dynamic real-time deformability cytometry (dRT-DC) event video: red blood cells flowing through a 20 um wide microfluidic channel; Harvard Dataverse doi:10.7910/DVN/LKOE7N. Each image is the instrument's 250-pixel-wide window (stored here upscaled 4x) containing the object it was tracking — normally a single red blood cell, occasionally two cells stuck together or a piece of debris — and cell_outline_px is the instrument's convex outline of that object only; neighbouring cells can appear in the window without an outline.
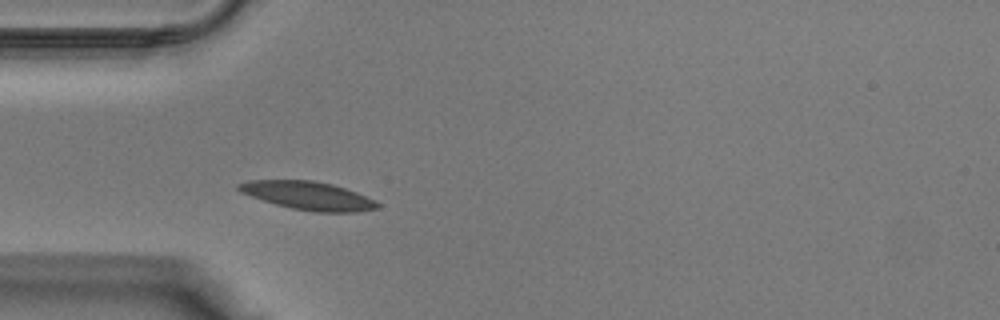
{"species": "Egyptian fruit bat (a non-hibernating species)", "species_latin": "Rousettus aegyptiacus", "temperature_condition": "warm", "stored_images_in_passage": 29, "camera_frame_rate_fps": 3000, "um_per_image_px": 0.085, "animal": {"sex": "male"}, "frame": {"image": 1, "passage_image": 1, "time_ms": 0.0, "image_size_px": [1000, 320], "cell_outline_px": [[380, 208], [356, 212], [316, 212], [292, 208], [276, 204], [240, 192], [236, 188], [236, 184], [248, 180], [312, 180], [332, 184], [356, 192], [376, 200], [380, 204]], "centroid_in_image_um": [26.21, 16.63], "position_along_channel_um": 58.8, "area_um2": 22.83}}
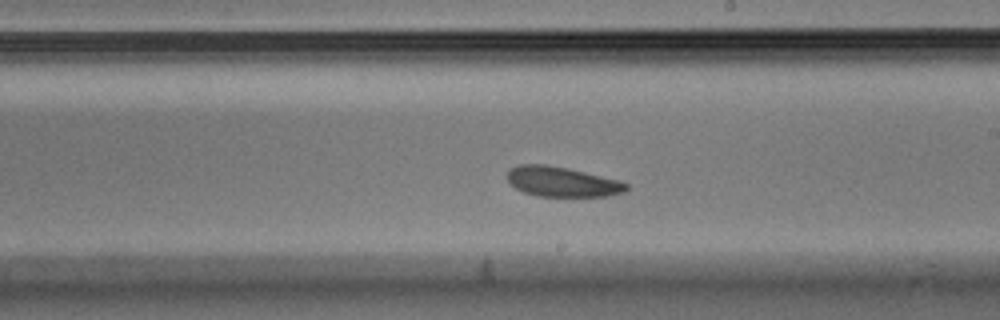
{"frame": {"image": 2, "passage_image": 12, "time_ms": 3.667, "image_size_px": [1000, 320], "cell_outline_px": [[628, 188], [624, 192], [608, 196], [536, 196], [524, 192], [516, 188], [508, 180], [508, 172], [512, 168], [520, 164], [544, 164], [584, 172], [620, 180], [628, 184]], "centroid_in_image_um": [47.8, 15.46], "position_along_channel_um": 241.2, "area_um2": 20.52}}
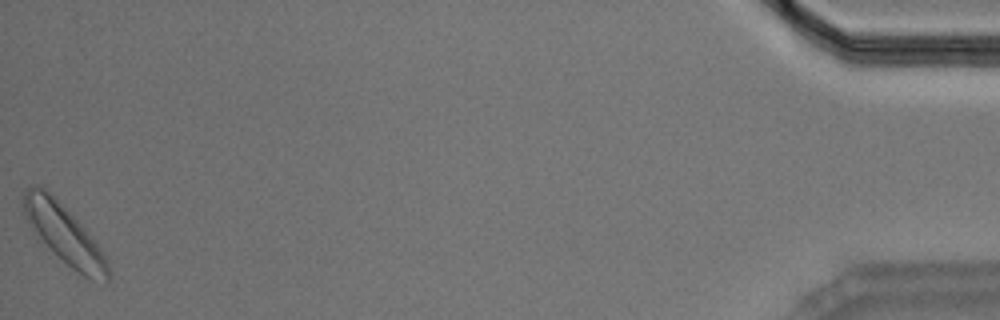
{"frame": {"image": 3, "passage_image": 29, "time_ms": 9.333, "image_size_px": [1000, 320], "cell_outline_px": [[108, 284], [92, 280], [84, 276], [72, 268], [40, 236], [28, 220], [24, 212], [24, 192], [28, 188], [36, 184], [44, 188], [84, 228], [100, 248], [108, 264]], "centroid_in_image_um": [5.51, 19.92], "position_along_channel_um": 429.7, "area_um2": 27.11}}